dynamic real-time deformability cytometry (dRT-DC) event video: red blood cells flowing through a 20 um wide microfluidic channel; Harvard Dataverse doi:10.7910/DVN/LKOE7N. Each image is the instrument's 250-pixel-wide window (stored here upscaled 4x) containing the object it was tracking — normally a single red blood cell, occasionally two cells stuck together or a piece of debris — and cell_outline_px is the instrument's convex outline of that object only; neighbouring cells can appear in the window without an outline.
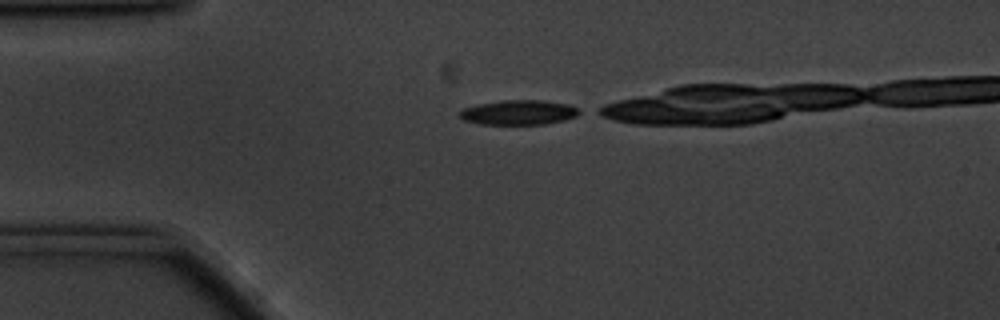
{"species": "common noctule bat (a hibernating species)", "species_latin": "Nyctalus noctula", "temperature_condition": "cold", "stored_images_in_passage": 11, "camera_frame_rate_fps": 3000, "um_per_image_px": 0.085, "animal": {"sex": "male", "body_mass_g": 20.1, "forearm_length_mm": 53.5}, "frame": {"image": 1, "passage_image": 1, "time_ms": 0.0, "image_size_px": [1000, 320], "cell_outline_px": [[584, 112], [576, 116], [564, 120], [544, 124], [480, 124], [464, 120], [456, 112], [464, 108], [480, 104], [500, 100], [544, 100], [568, 104], [580, 108]], "centroid_in_image_um": [44.13, 9.55], "position_along_channel_um": 40.9, "area_um2": 17.4}}